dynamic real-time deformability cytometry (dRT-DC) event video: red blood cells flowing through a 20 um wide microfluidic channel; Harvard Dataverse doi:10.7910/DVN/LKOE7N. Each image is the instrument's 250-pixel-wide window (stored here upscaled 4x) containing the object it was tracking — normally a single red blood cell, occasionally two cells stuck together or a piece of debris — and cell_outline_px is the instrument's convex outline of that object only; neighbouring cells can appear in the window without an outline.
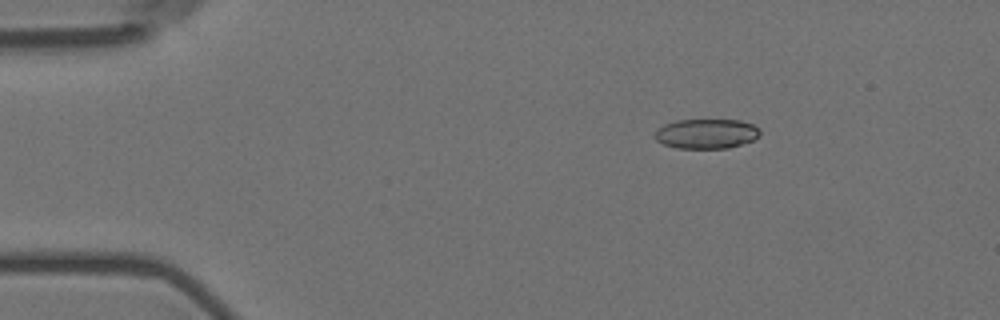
{"species": "Egyptian fruit bat (a non-hibernating species)", "species_latin": "Rousettus aegyptiacus", "temperature_condition": "room temperature", "stored_images_in_passage": 4, "camera_frame_rate_fps": 3000, "um_per_image_px": 0.085, "animal": {"sex": "female"}, "frame": {"image": 1, "passage_image": 1, "time_ms": 0.0, "image_size_px": [1000, 320], "cell_outline_px": [[760, 136], [752, 140], [728, 148], [676, 148], [664, 144], [656, 140], [652, 136], [656, 128], [664, 124], [676, 120], [740, 120], [752, 124], [760, 128]], "centroid_in_image_um": [60.0, 11.36], "position_along_channel_um": 25.0, "area_um2": 18.38}}
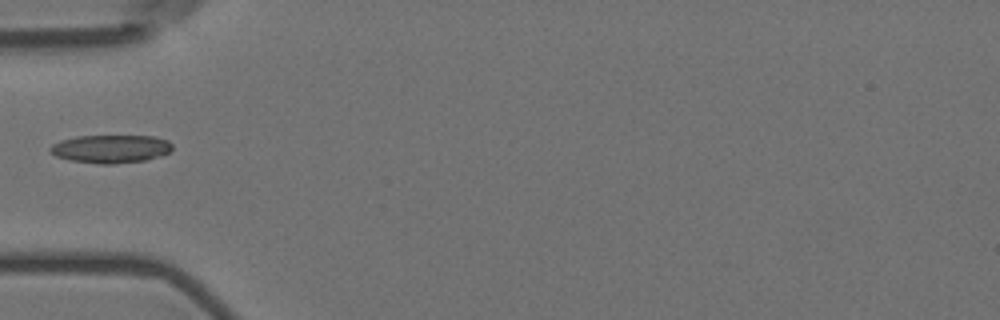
{"frame": {"image": 2, "passage_image": 4, "time_ms": 1.0, "image_size_px": [1000, 320], "cell_outline_px": [[172, 148], [168, 152], [160, 156], [144, 160], [116, 164], [100, 164], [72, 160], [56, 156], [48, 148], [52, 144], [60, 140], [76, 136], [156, 136], [168, 140], [172, 144]], "centroid_in_image_um": [9.42, 12.64], "position_along_channel_um": 75.6, "area_um2": 20.0}}